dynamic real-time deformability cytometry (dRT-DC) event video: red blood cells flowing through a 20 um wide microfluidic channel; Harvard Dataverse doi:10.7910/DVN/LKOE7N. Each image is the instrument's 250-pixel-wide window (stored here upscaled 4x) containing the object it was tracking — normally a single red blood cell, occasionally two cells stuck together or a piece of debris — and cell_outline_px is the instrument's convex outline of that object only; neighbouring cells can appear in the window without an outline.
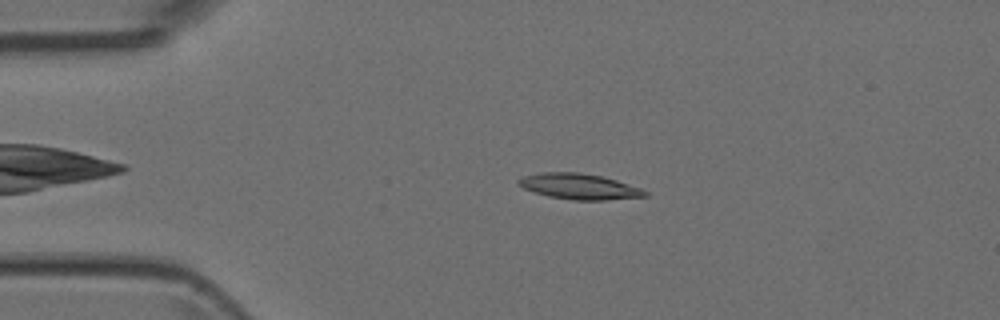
{"species": "Egyptian fruit bat (a non-hibernating species)", "species_latin": "Rousettus aegyptiacus", "temperature_condition": "room temperature", "stored_images_in_passage": 40, "camera_frame_rate_fps": 3000, "um_per_image_px": 0.085, "animal": {"sex": "female"}, "frame": {"image": 1, "passage_image": 1, "time_ms": 0.0, "image_size_px": [1000, 320], "cell_outline_px": [[648, 196], [608, 200], [572, 200], [548, 196], [524, 188], [516, 180], [520, 176], [544, 172], [580, 172], [600, 176], [616, 180], [640, 188], [648, 192]], "centroid_in_image_um": [49.23, 15.85], "position_along_channel_um": 35.8, "area_um2": 18.84}}
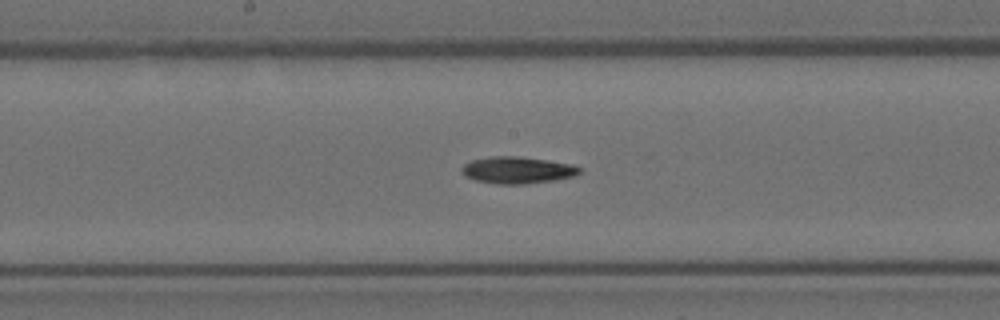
{"frame": {"image": 2, "passage_image": 16, "time_ms": 5.0, "image_size_px": [1000, 320], "cell_outline_px": [[584, 168], [576, 176], [556, 180], [524, 184], [496, 184], [476, 180], [464, 176], [460, 168], [464, 164], [472, 160], [488, 156], [516, 156], [572, 164]], "centroid_in_image_um": [43.99, 14.46], "position_along_channel_um": 204.2, "area_um2": 18.55}}
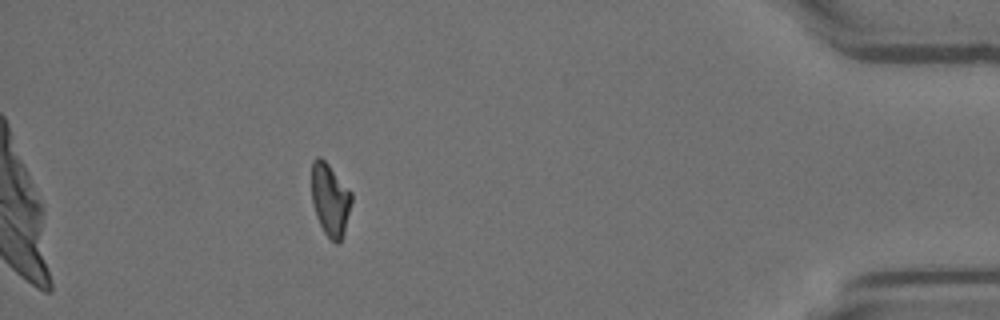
{"frame": {"image": 3, "passage_image": 35, "time_ms": 11.333, "image_size_px": [1000, 320], "cell_outline_px": [[352, 200], [344, 232], [340, 240], [336, 244], [324, 232], [316, 216], [312, 204], [312, 160], [316, 156], [320, 156], [328, 164], [352, 192]], "centroid_in_image_um": [28.05, 16.94], "position_along_channel_um": 407.1, "area_um2": 16.76}}